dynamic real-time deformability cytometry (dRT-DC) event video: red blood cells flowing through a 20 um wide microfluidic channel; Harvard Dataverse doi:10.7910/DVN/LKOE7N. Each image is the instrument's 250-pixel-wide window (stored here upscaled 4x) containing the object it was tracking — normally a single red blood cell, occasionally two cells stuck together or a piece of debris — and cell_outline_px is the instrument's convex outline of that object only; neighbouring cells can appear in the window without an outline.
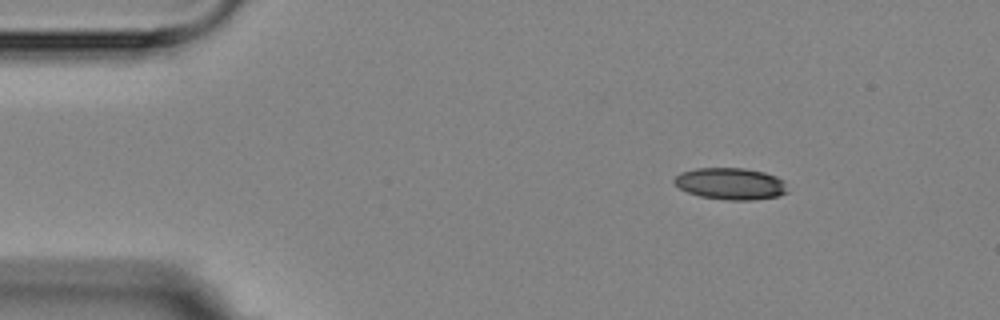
{"species": "Egyptian fruit bat (a non-hibernating species)", "species_latin": "Rousettus aegyptiacus", "temperature_condition": "room temperature", "stored_images_in_passage": 5, "segment_of_instrument_passage": [2, 2], "camera_frame_rate_fps": 3000, "um_per_image_px": 0.085, "animal": {"sex": "female"}, "frame": {"image": 1, "passage_image": 5, "time_ms": 5.333, "image_size_px": [1000, 320], "cell_outline_px": [[788, 192], [776, 196], [752, 200], [724, 200], [700, 196], [688, 192], [680, 188], [672, 180], [680, 172], [696, 168], [744, 168], [764, 172], [776, 176], [784, 180]], "centroid_in_image_um": [62.1, 15.61], "position_along_channel_um": 22.9, "area_um2": 20.98}}